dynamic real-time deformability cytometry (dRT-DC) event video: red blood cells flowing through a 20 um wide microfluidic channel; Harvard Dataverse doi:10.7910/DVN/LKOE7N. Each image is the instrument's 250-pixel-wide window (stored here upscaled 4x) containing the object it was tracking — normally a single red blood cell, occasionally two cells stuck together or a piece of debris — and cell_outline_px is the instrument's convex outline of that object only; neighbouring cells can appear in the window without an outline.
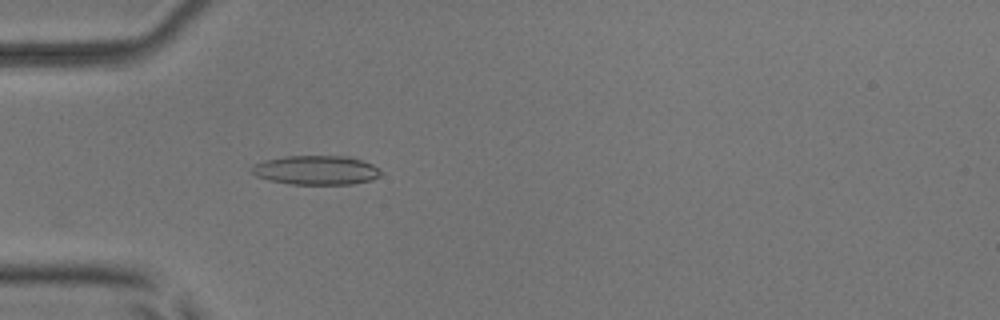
{"species": "common noctule bat (a hibernating species)", "species_latin": "Nyctalus noctula", "temperature_condition": "room temperature", "stored_images_in_passage": 54, "camera_frame_rate_fps": 3000, "um_per_image_px": 0.085, "animal": {"sex": "male", "body_mass_g": 17.9, "forearm_length_mm": 54.2}, "frame": {"image": 1, "passage_image": 17, "time_ms": 5.333, "image_size_px": [1000, 320], "cell_outline_px": [[384, 172], [380, 176], [372, 180], [352, 184], [292, 184], [268, 180], [256, 176], [252, 172], [252, 168], [256, 164], [264, 160], [284, 156], [348, 156], [372, 164]], "centroid_in_image_um": [26.9, 14.46], "position_along_channel_um": 58.1, "area_um2": 21.96}}
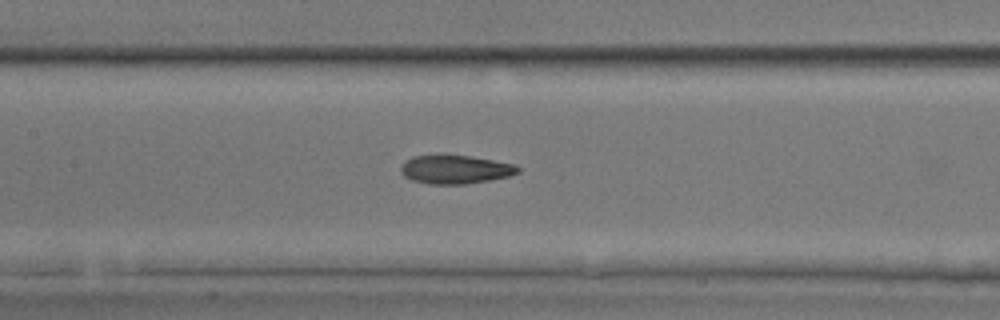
{"frame": {"image": 2, "passage_image": 26, "time_ms": 8.333, "image_size_px": [1000, 320], "cell_outline_px": [[520, 172], [508, 176], [488, 180], [464, 184], [428, 184], [412, 180], [404, 176], [400, 172], [400, 168], [404, 160], [412, 156], [472, 156], [516, 164], [520, 168]], "centroid_in_image_um": [38.69, 14.41], "position_along_channel_um": 168.7, "area_um2": 19.42}}
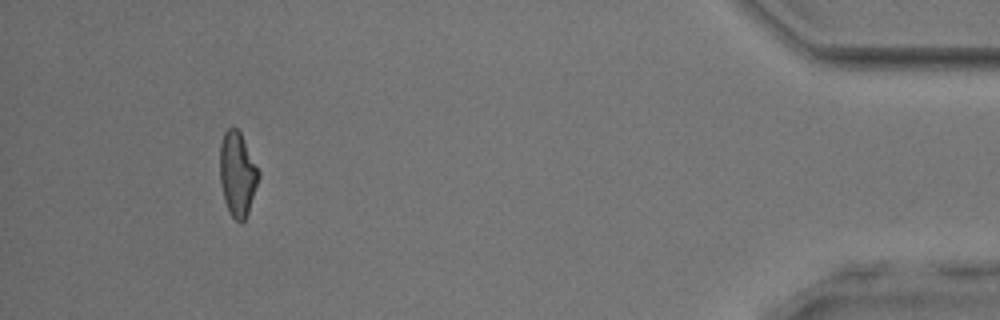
{"frame": {"image": 3, "passage_image": 50, "time_ms": 16.333, "image_size_px": [1000, 320], "cell_outline_px": [[260, 176], [248, 212], [244, 220], [240, 224], [232, 216], [224, 200], [220, 184], [220, 144], [224, 132], [228, 128], [236, 128], [240, 132], [260, 172]], "centroid_in_image_um": [20.18, 14.79], "position_along_channel_um": 415.0, "area_um2": 18.9}, "authors_computed_cell_mechanics": {"area_um2": 19.8254, "velocity_mm_per_s": 3.8829, "shape_relaxation_time_tau1_ms": null, "shape_relaxation_time_tau2_ms": 2.9056, "deformation_change_tau1": null, "deformation_change_tau2": 0.1144}}